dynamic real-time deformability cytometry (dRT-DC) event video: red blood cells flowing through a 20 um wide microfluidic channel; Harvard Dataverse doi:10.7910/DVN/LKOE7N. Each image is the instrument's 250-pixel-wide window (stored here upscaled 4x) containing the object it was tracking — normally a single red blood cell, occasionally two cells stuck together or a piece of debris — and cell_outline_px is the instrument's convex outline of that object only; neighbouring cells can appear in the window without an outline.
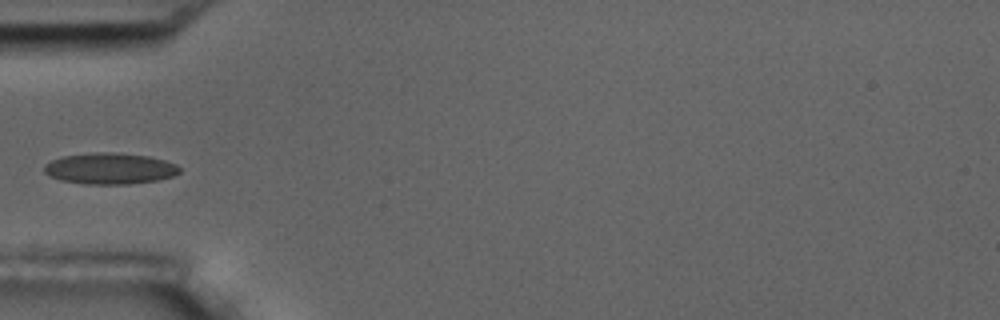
{"species": "common noctule bat (a hibernating species)", "species_latin": "Nyctalus noctula", "temperature_condition": "room temperature", "stored_images_in_passage": 6, "camera_frame_rate_fps": 3000, "um_per_image_px": 0.085, "animal": {"sex": "male", "body_mass_g": 17.5, "forearm_length_mm": 52.3}, "frame": {"image": 1, "passage_image": 6, "time_ms": 5.667, "image_size_px": [1000, 320], "cell_outline_px": [[180, 172], [172, 176], [156, 180], [128, 184], [84, 184], [60, 180], [44, 172], [44, 164], [52, 160], [64, 156], [96, 152], [112, 152], [148, 156], [164, 160], [176, 164], [180, 168]], "centroid_in_image_um": [9.33, 14.32], "position_along_channel_um": 75.7, "area_um2": 24.45}}